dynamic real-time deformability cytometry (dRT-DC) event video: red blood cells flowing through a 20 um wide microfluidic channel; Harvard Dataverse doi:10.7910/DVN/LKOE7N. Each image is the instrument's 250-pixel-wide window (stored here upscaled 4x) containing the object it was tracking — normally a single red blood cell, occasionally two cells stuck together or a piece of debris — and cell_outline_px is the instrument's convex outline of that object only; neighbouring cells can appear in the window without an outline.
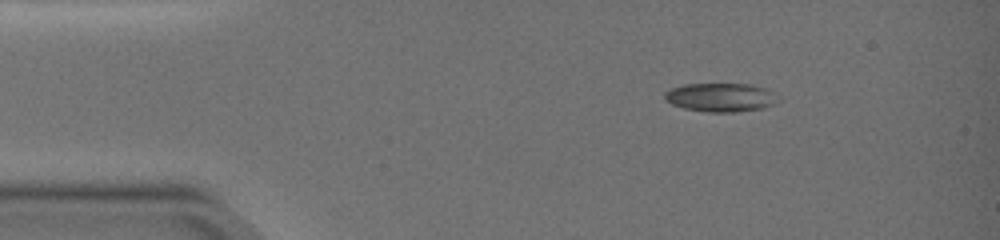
{"species": "common noctule bat (a hibernating species)", "species_latin": "Nyctalus noctula", "temperature_condition": "warm", "stored_images_in_passage": 3, "camera_frame_rate_fps": 3000, "um_per_image_px": 0.085, "animal": {"sex": "female", "body_mass_g": 19.0, "forearm_length_mm": 51.5}, "frame": {"image": 1, "passage_image": 1, "time_ms": 0.0, "image_size_px": [1000, 240], "cell_outline_px": [[784, 100], [776, 104], [764, 108], [736, 112], [708, 112], [684, 108], [672, 104], [664, 100], [664, 92], [668, 88], [684, 84], [748, 84], [768, 88]], "centroid_in_image_um": [61.31, 8.27], "position_along_channel_um": 23.7, "area_um2": 19.48}}